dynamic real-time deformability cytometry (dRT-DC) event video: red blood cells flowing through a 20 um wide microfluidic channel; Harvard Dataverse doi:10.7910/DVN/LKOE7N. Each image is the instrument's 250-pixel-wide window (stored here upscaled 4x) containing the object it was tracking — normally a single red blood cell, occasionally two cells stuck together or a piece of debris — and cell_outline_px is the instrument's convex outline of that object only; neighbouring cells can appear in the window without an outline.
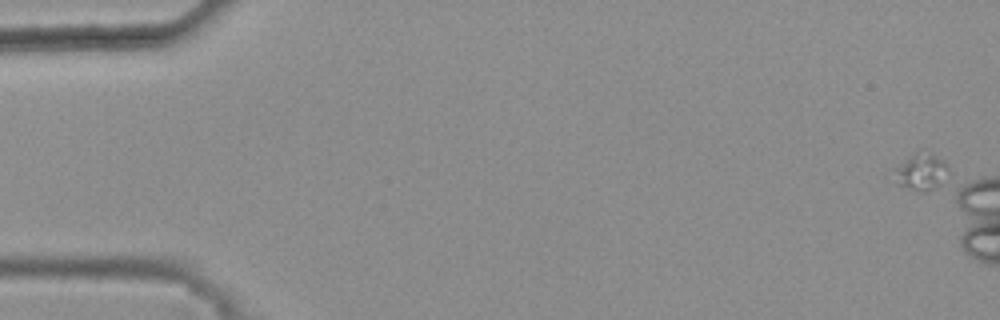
{"species": "common noctule bat (a hibernating species)", "species_latin": "Nyctalus noctula", "temperature_condition": "warm", "stored_images_in_passage": 6, "camera_frame_rate_fps": 3000, "um_per_image_px": 0.085, "animal": {"sex": "female", "body_mass_g": 25.1}, "frame": {"image": 1, "passage_image": 1, "time_ms": 0.0, "image_size_px": [1000, 320], "cell_outline_px": [[948, 172], [932, 188], [924, 192], [920, 192], [900, 184], [892, 168], [916, 148], [944, 160], [948, 168]], "centroid_in_image_um": [78.23, 14.51], "position_along_channel_um": 6.8, "area_um2": 11.39}}